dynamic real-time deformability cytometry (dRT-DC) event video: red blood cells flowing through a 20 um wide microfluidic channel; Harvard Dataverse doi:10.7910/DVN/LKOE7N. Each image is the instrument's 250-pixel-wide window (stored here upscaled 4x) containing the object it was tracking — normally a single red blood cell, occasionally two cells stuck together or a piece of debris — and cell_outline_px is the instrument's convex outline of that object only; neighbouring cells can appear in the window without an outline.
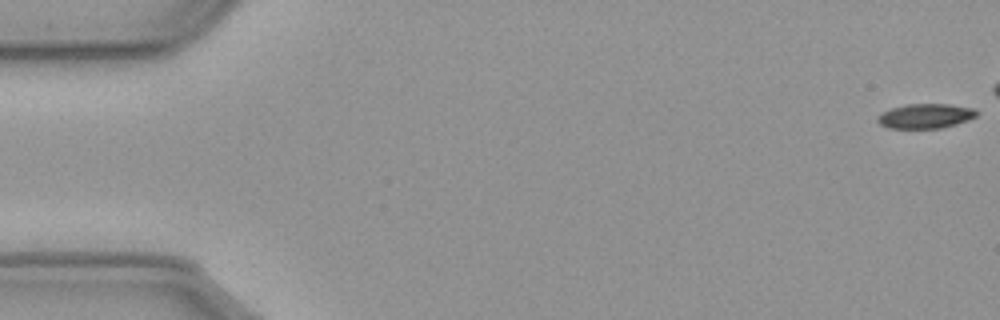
{"species": "common noctule bat (a hibernating species)", "species_latin": "Nyctalus noctula", "temperature_condition": "cold", "stored_images_in_passage": 16, "camera_frame_rate_fps": 3000, "um_per_image_px": 0.085, "animal": {"sex": "male", "body_mass_g": 23.1, "forearm_length_mm": 52.7}, "frame": {"image": 1, "passage_image": 1, "time_ms": 0.0, "image_size_px": [1000, 320], "cell_outline_px": [[976, 116], [956, 124], [940, 128], [888, 128], [880, 124], [876, 120], [884, 112], [892, 108], [908, 104], [948, 104], [972, 108], [976, 112]], "centroid_in_image_um": [78.65, 9.86], "position_along_channel_um": 6.4, "area_um2": 13.87}}
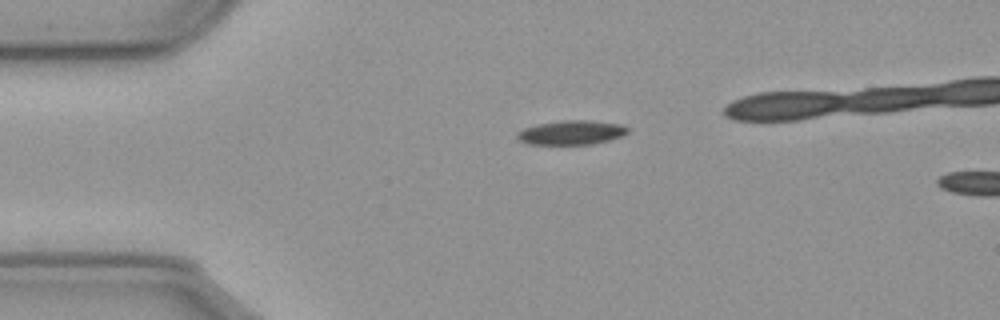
{"frame": {"image": 2, "passage_image": 13, "time_ms": 4.0, "image_size_px": [1000, 320], "cell_outline_px": [[628, 132], [620, 136], [608, 140], [592, 144], [528, 144], [520, 140], [516, 136], [524, 128], [536, 124], [564, 120], [588, 120], [620, 124], [628, 128]], "centroid_in_image_um": [48.56, 11.26], "position_along_channel_um": 36.4, "area_um2": 15.37}}